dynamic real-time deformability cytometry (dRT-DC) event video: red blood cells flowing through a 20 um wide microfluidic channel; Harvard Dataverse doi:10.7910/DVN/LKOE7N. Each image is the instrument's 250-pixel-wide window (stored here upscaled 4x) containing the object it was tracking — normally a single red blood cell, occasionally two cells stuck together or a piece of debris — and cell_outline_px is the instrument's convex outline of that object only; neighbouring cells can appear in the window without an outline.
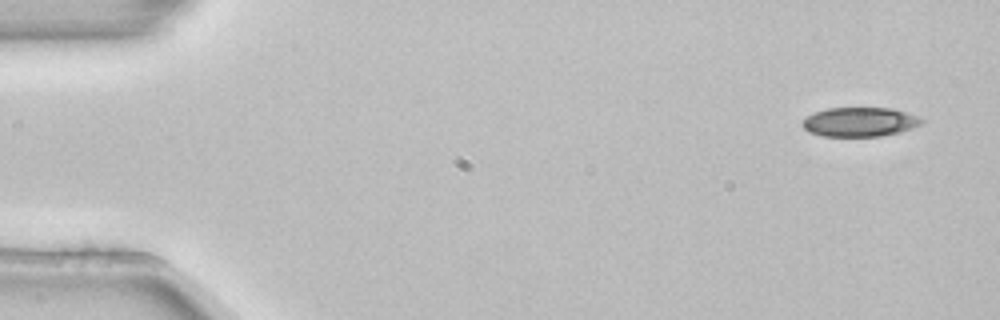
{"species": "common noctule bat (a hibernating species)", "species_latin": "Nyctalus noctula", "temperature_condition": "room temperature", "stored_images_in_passage": 4, "camera_frame_rate_fps": 3000, "um_per_image_px": 0.085, "animal": {"sex": "female", "body_mass_g": 22.7, "forearm_length_mm": 54.2}, "frame": {"image": 1, "passage_image": 1, "time_ms": 0.0, "image_size_px": [1000, 320], "cell_outline_px": [[924, 120], [920, 124], [912, 128], [900, 132], [880, 136], [820, 136], [808, 132], [800, 124], [800, 120], [816, 112], [828, 108], [892, 108], [916, 116]], "centroid_in_image_um": [73.02, 10.37], "position_along_channel_um": 12.0, "area_um2": 20.29}}